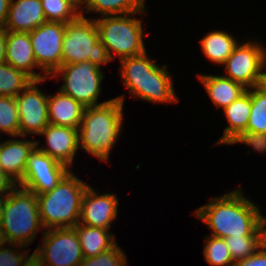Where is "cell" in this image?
<instances>
[{"label": "cell", "instance_id": "obj_1", "mask_svg": "<svg viewBox=\"0 0 266 266\" xmlns=\"http://www.w3.org/2000/svg\"><path fill=\"white\" fill-rule=\"evenodd\" d=\"M260 211L242 189L236 188L220 197H211L194 214L207 224L214 237L266 236V216Z\"/></svg>", "mask_w": 266, "mask_h": 266}, {"label": "cell", "instance_id": "obj_2", "mask_svg": "<svg viewBox=\"0 0 266 266\" xmlns=\"http://www.w3.org/2000/svg\"><path fill=\"white\" fill-rule=\"evenodd\" d=\"M124 100L121 95L108 103L85 107L78 129L79 147L105 163L123 130Z\"/></svg>", "mask_w": 266, "mask_h": 266}, {"label": "cell", "instance_id": "obj_3", "mask_svg": "<svg viewBox=\"0 0 266 266\" xmlns=\"http://www.w3.org/2000/svg\"><path fill=\"white\" fill-rule=\"evenodd\" d=\"M141 55L120 60V74L124 87L133 98L151 103H177L172 75L167 64L159 66L155 60Z\"/></svg>", "mask_w": 266, "mask_h": 266}, {"label": "cell", "instance_id": "obj_4", "mask_svg": "<svg viewBox=\"0 0 266 266\" xmlns=\"http://www.w3.org/2000/svg\"><path fill=\"white\" fill-rule=\"evenodd\" d=\"M89 185L72 169L57 186L43 194H36L38 211L44 230L73 228L79 223L82 197Z\"/></svg>", "mask_w": 266, "mask_h": 266}, {"label": "cell", "instance_id": "obj_5", "mask_svg": "<svg viewBox=\"0 0 266 266\" xmlns=\"http://www.w3.org/2000/svg\"><path fill=\"white\" fill-rule=\"evenodd\" d=\"M43 228L38 211L37 195L17 186L6 196L0 233L5 243L27 246Z\"/></svg>", "mask_w": 266, "mask_h": 266}, {"label": "cell", "instance_id": "obj_6", "mask_svg": "<svg viewBox=\"0 0 266 266\" xmlns=\"http://www.w3.org/2000/svg\"><path fill=\"white\" fill-rule=\"evenodd\" d=\"M146 10L126 15L102 16L95 18L99 40L106 47L111 60L134 57L146 52L142 20L134 18L136 14H145Z\"/></svg>", "mask_w": 266, "mask_h": 266}, {"label": "cell", "instance_id": "obj_7", "mask_svg": "<svg viewBox=\"0 0 266 266\" xmlns=\"http://www.w3.org/2000/svg\"><path fill=\"white\" fill-rule=\"evenodd\" d=\"M90 61L97 67L109 63L111 58L106 47L99 40L94 19L80 15L66 23L62 45V65Z\"/></svg>", "mask_w": 266, "mask_h": 266}, {"label": "cell", "instance_id": "obj_8", "mask_svg": "<svg viewBox=\"0 0 266 266\" xmlns=\"http://www.w3.org/2000/svg\"><path fill=\"white\" fill-rule=\"evenodd\" d=\"M59 76H62L64 82L59 91L84 107L98 106L110 101L98 103L104 72L90 61L61 65L48 78L57 79Z\"/></svg>", "mask_w": 266, "mask_h": 266}, {"label": "cell", "instance_id": "obj_9", "mask_svg": "<svg viewBox=\"0 0 266 266\" xmlns=\"http://www.w3.org/2000/svg\"><path fill=\"white\" fill-rule=\"evenodd\" d=\"M223 66L225 77L247 89L263 85L266 74V48L262 43H257V40L245 43L239 41Z\"/></svg>", "mask_w": 266, "mask_h": 266}, {"label": "cell", "instance_id": "obj_10", "mask_svg": "<svg viewBox=\"0 0 266 266\" xmlns=\"http://www.w3.org/2000/svg\"><path fill=\"white\" fill-rule=\"evenodd\" d=\"M42 233L43 241L33 253L44 266H79L84 256L74 228H53Z\"/></svg>", "mask_w": 266, "mask_h": 266}, {"label": "cell", "instance_id": "obj_11", "mask_svg": "<svg viewBox=\"0 0 266 266\" xmlns=\"http://www.w3.org/2000/svg\"><path fill=\"white\" fill-rule=\"evenodd\" d=\"M65 25L46 21L29 32L37 66L48 77L62 65Z\"/></svg>", "mask_w": 266, "mask_h": 266}, {"label": "cell", "instance_id": "obj_12", "mask_svg": "<svg viewBox=\"0 0 266 266\" xmlns=\"http://www.w3.org/2000/svg\"><path fill=\"white\" fill-rule=\"evenodd\" d=\"M70 170L35 147L29 155L23 179L18 185L35 194L47 193L53 190Z\"/></svg>", "mask_w": 266, "mask_h": 266}, {"label": "cell", "instance_id": "obj_13", "mask_svg": "<svg viewBox=\"0 0 266 266\" xmlns=\"http://www.w3.org/2000/svg\"><path fill=\"white\" fill-rule=\"evenodd\" d=\"M44 81L32 80L22 93L16 96L20 137L25 139L29 134L39 136L49 124L48 96L37 86Z\"/></svg>", "mask_w": 266, "mask_h": 266}, {"label": "cell", "instance_id": "obj_14", "mask_svg": "<svg viewBox=\"0 0 266 266\" xmlns=\"http://www.w3.org/2000/svg\"><path fill=\"white\" fill-rule=\"evenodd\" d=\"M88 186L81 202L79 223L91 227L110 229L118 215L119 200L113 193H96Z\"/></svg>", "mask_w": 266, "mask_h": 266}, {"label": "cell", "instance_id": "obj_15", "mask_svg": "<svg viewBox=\"0 0 266 266\" xmlns=\"http://www.w3.org/2000/svg\"><path fill=\"white\" fill-rule=\"evenodd\" d=\"M46 138V146H40L36 140V147L71 169L76 152L79 151V130L48 124L39 134ZM40 146V147H39Z\"/></svg>", "mask_w": 266, "mask_h": 266}, {"label": "cell", "instance_id": "obj_16", "mask_svg": "<svg viewBox=\"0 0 266 266\" xmlns=\"http://www.w3.org/2000/svg\"><path fill=\"white\" fill-rule=\"evenodd\" d=\"M5 63L23 71L32 80L49 79L46 74H38L34 71V69L39 67L35 60L29 32L6 31Z\"/></svg>", "mask_w": 266, "mask_h": 266}, {"label": "cell", "instance_id": "obj_17", "mask_svg": "<svg viewBox=\"0 0 266 266\" xmlns=\"http://www.w3.org/2000/svg\"><path fill=\"white\" fill-rule=\"evenodd\" d=\"M45 22L41 0H11L3 28L12 32H30Z\"/></svg>", "mask_w": 266, "mask_h": 266}, {"label": "cell", "instance_id": "obj_18", "mask_svg": "<svg viewBox=\"0 0 266 266\" xmlns=\"http://www.w3.org/2000/svg\"><path fill=\"white\" fill-rule=\"evenodd\" d=\"M13 138L4 142L0 140V162L3 173L19 184L23 179L29 155L36 147V141Z\"/></svg>", "mask_w": 266, "mask_h": 266}, {"label": "cell", "instance_id": "obj_19", "mask_svg": "<svg viewBox=\"0 0 266 266\" xmlns=\"http://www.w3.org/2000/svg\"><path fill=\"white\" fill-rule=\"evenodd\" d=\"M84 110L80 102L60 91L48 95L49 124L79 129Z\"/></svg>", "mask_w": 266, "mask_h": 266}, {"label": "cell", "instance_id": "obj_20", "mask_svg": "<svg viewBox=\"0 0 266 266\" xmlns=\"http://www.w3.org/2000/svg\"><path fill=\"white\" fill-rule=\"evenodd\" d=\"M197 76L217 108L225 109L247 91L242 84L224 75L197 74Z\"/></svg>", "mask_w": 266, "mask_h": 266}, {"label": "cell", "instance_id": "obj_21", "mask_svg": "<svg viewBox=\"0 0 266 266\" xmlns=\"http://www.w3.org/2000/svg\"><path fill=\"white\" fill-rule=\"evenodd\" d=\"M228 126L224 128L223 136L215 145H227L239 132L246 131L251 112V88L223 109Z\"/></svg>", "mask_w": 266, "mask_h": 266}, {"label": "cell", "instance_id": "obj_22", "mask_svg": "<svg viewBox=\"0 0 266 266\" xmlns=\"http://www.w3.org/2000/svg\"><path fill=\"white\" fill-rule=\"evenodd\" d=\"M73 228L77 232L84 258L101 254L117 244L114 234L108 229L91 227L80 223Z\"/></svg>", "mask_w": 266, "mask_h": 266}, {"label": "cell", "instance_id": "obj_23", "mask_svg": "<svg viewBox=\"0 0 266 266\" xmlns=\"http://www.w3.org/2000/svg\"><path fill=\"white\" fill-rule=\"evenodd\" d=\"M236 38L226 31L214 30L200 39L203 54L215 64L224 65L235 46Z\"/></svg>", "mask_w": 266, "mask_h": 266}, {"label": "cell", "instance_id": "obj_24", "mask_svg": "<svg viewBox=\"0 0 266 266\" xmlns=\"http://www.w3.org/2000/svg\"><path fill=\"white\" fill-rule=\"evenodd\" d=\"M145 0H87L85 12L99 13L100 16L126 15L145 9Z\"/></svg>", "mask_w": 266, "mask_h": 266}, {"label": "cell", "instance_id": "obj_25", "mask_svg": "<svg viewBox=\"0 0 266 266\" xmlns=\"http://www.w3.org/2000/svg\"><path fill=\"white\" fill-rule=\"evenodd\" d=\"M32 81L23 71L8 63H0V96L16 97Z\"/></svg>", "mask_w": 266, "mask_h": 266}, {"label": "cell", "instance_id": "obj_26", "mask_svg": "<svg viewBox=\"0 0 266 266\" xmlns=\"http://www.w3.org/2000/svg\"><path fill=\"white\" fill-rule=\"evenodd\" d=\"M246 131L266 134V84L251 88V112Z\"/></svg>", "mask_w": 266, "mask_h": 266}, {"label": "cell", "instance_id": "obj_27", "mask_svg": "<svg viewBox=\"0 0 266 266\" xmlns=\"http://www.w3.org/2000/svg\"><path fill=\"white\" fill-rule=\"evenodd\" d=\"M203 255L211 266H234V262L224 238L206 235Z\"/></svg>", "mask_w": 266, "mask_h": 266}, {"label": "cell", "instance_id": "obj_28", "mask_svg": "<svg viewBox=\"0 0 266 266\" xmlns=\"http://www.w3.org/2000/svg\"><path fill=\"white\" fill-rule=\"evenodd\" d=\"M224 240L235 263L254 254L266 241V236L226 237Z\"/></svg>", "mask_w": 266, "mask_h": 266}, {"label": "cell", "instance_id": "obj_29", "mask_svg": "<svg viewBox=\"0 0 266 266\" xmlns=\"http://www.w3.org/2000/svg\"><path fill=\"white\" fill-rule=\"evenodd\" d=\"M1 131L12 137H20L16 97L0 96V134Z\"/></svg>", "mask_w": 266, "mask_h": 266}, {"label": "cell", "instance_id": "obj_30", "mask_svg": "<svg viewBox=\"0 0 266 266\" xmlns=\"http://www.w3.org/2000/svg\"><path fill=\"white\" fill-rule=\"evenodd\" d=\"M45 19L48 22L69 23L81 14L64 0H41Z\"/></svg>", "mask_w": 266, "mask_h": 266}, {"label": "cell", "instance_id": "obj_31", "mask_svg": "<svg viewBox=\"0 0 266 266\" xmlns=\"http://www.w3.org/2000/svg\"><path fill=\"white\" fill-rule=\"evenodd\" d=\"M126 254L117 244L108 251L93 257L84 258L79 266H126Z\"/></svg>", "mask_w": 266, "mask_h": 266}, {"label": "cell", "instance_id": "obj_32", "mask_svg": "<svg viewBox=\"0 0 266 266\" xmlns=\"http://www.w3.org/2000/svg\"><path fill=\"white\" fill-rule=\"evenodd\" d=\"M5 244L6 243L3 242V244L0 246V266H22L26 262V260L31 256L28 255L29 251H22V248H25L27 246L10 243L9 246L11 245L12 248H4Z\"/></svg>", "mask_w": 266, "mask_h": 266}, {"label": "cell", "instance_id": "obj_33", "mask_svg": "<svg viewBox=\"0 0 266 266\" xmlns=\"http://www.w3.org/2000/svg\"><path fill=\"white\" fill-rule=\"evenodd\" d=\"M237 143L246 144L259 153H266V134L250 131H241L233 137L227 145Z\"/></svg>", "mask_w": 266, "mask_h": 266}, {"label": "cell", "instance_id": "obj_34", "mask_svg": "<svg viewBox=\"0 0 266 266\" xmlns=\"http://www.w3.org/2000/svg\"><path fill=\"white\" fill-rule=\"evenodd\" d=\"M234 266H266V241L254 254L235 262Z\"/></svg>", "mask_w": 266, "mask_h": 266}, {"label": "cell", "instance_id": "obj_35", "mask_svg": "<svg viewBox=\"0 0 266 266\" xmlns=\"http://www.w3.org/2000/svg\"><path fill=\"white\" fill-rule=\"evenodd\" d=\"M17 186L13 179L0 172V196H8Z\"/></svg>", "mask_w": 266, "mask_h": 266}, {"label": "cell", "instance_id": "obj_36", "mask_svg": "<svg viewBox=\"0 0 266 266\" xmlns=\"http://www.w3.org/2000/svg\"><path fill=\"white\" fill-rule=\"evenodd\" d=\"M10 3L11 0H0V27H3L6 21Z\"/></svg>", "mask_w": 266, "mask_h": 266}, {"label": "cell", "instance_id": "obj_37", "mask_svg": "<svg viewBox=\"0 0 266 266\" xmlns=\"http://www.w3.org/2000/svg\"><path fill=\"white\" fill-rule=\"evenodd\" d=\"M6 56V30L0 27V63L5 62Z\"/></svg>", "mask_w": 266, "mask_h": 266}, {"label": "cell", "instance_id": "obj_38", "mask_svg": "<svg viewBox=\"0 0 266 266\" xmlns=\"http://www.w3.org/2000/svg\"><path fill=\"white\" fill-rule=\"evenodd\" d=\"M71 4L81 15H83L82 7H85L87 0H64Z\"/></svg>", "mask_w": 266, "mask_h": 266}, {"label": "cell", "instance_id": "obj_39", "mask_svg": "<svg viewBox=\"0 0 266 266\" xmlns=\"http://www.w3.org/2000/svg\"><path fill=\"white\" fill-rule=\"evenodd\" d=\"M22 266H44V264L32 253Z\"/></svg>", "mask_w": 266, "mask_h": 266}, {"label": "cell", "instance_id": "obj_40", "mask_svg": "<svg viewBox=\"0 0 266 266\" xmlns=\"http://www.w3.org/2000/svg\"><path fill=\"white\" fill-rule=\"evenodd\" d=\"M5 201H6V196H0V226L3 220Z\"/></svg>", "mask_w": 266, "mask_h": 266}, {"label": "cell", "instance_id": "obj_41", "mask_svg": "<svg viewBox=\"0 0 266 266\" xmlns=\"http://www.w3.org/2000/svg\"><path fill=\"white\" fill-rule=\"evenodd\" d=\"M3 239H2V235H1V233H0V246L3 244Z\"/></svg>", "mask_w": 266, "mask_h": 266}, {"label": "cell", "instance_id": "obj_42", "mask_svg": "<svg viewBox=\"0 0 266 266\" xmlns=\"http://www.w3.org/2000/svg\"><path fill=\"white\" fill-rule=\"evenodd\" d=\"M0 172H3V169H2V164L0 162Z\"/></svg>", "mask_w": 266, "mask_h": 266}]
</instances>
